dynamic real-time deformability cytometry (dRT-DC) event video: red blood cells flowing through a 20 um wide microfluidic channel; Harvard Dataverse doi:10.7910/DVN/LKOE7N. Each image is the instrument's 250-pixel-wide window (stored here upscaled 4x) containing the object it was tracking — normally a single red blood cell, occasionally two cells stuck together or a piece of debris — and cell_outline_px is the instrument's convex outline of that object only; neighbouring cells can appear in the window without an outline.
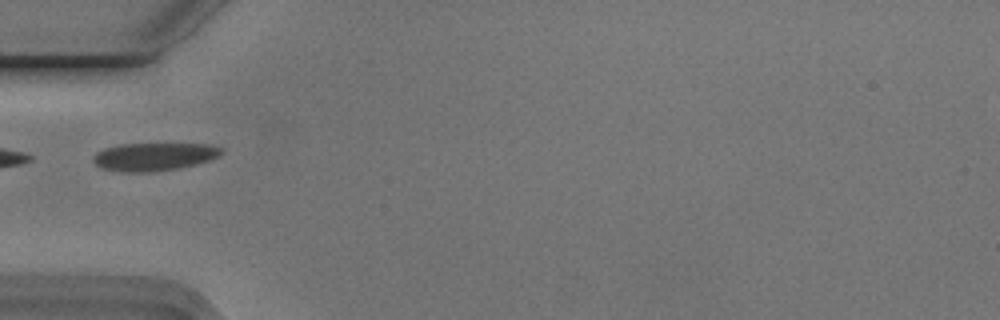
{"species": "Egyptian fruit bat (a non-hibernating species)", "species_latin": "Rousettus aegyptiacus", "temperature_condition": "cold", "stored_images_in_passage": 12, "camera_frame_rate_fps": 3000, "um_per_image_px": 0.085, "animal": {"sex": "male"}, "frame": {"image": 1, "passage_image": 1, "time_ms": 0.0, "image_size_px": [1000, 320], "cell_outline_px": [[224, 148], [220, 156], [196, 164], [176, 168], [152, 172], [120, 172], [100, 168], [92, 160], [92, 156], [96, 152], [104, 148], [120, 144], [208, 144]], "centroid_in_image_um": [13.05, 13.32], "position_along_channel_um": 71.9, "area_um2": 20.98}}
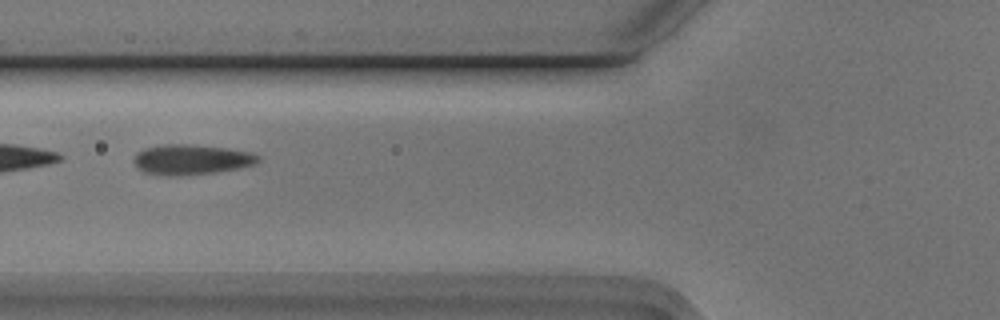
{"frame": {"image": 2, "passage_image": 4, "time_ms": 1.0, "image_size_px": [1000, 320], "cell_outline_px": [[260, 160], [256, 164], [240, 168], [212, 172], [176, 176], [172, 176], [144, 172], [136, 168], [132, 160], [136, 152], [144, 148], [160, 144], [188, 144], [224, 148], [252, 152], [260, 156]], "centroid_in_image_um": [16.23, 13.55], "position_along_channel_um": 109.6, "area_um2": 21.96}}
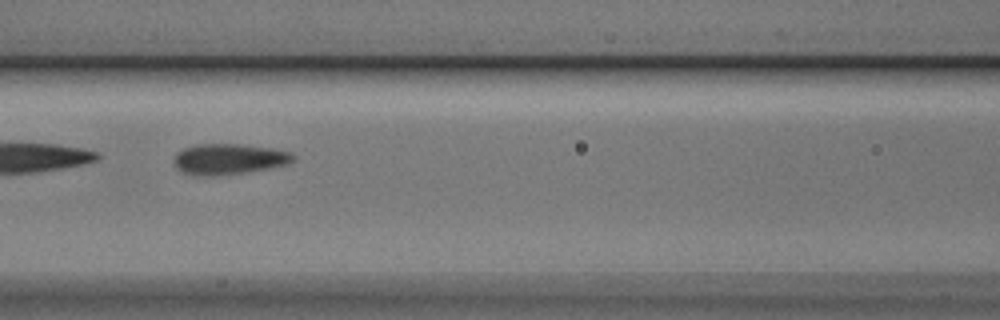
{"frame": {"image": 3, "passage_image": 7, "time_ms": 2.0, "image_size_px": [1000, 320], "cell_outline_px": [[296, 160], [288, 164], [268, 168], [244, 172], [216, 176], [192, 176], [180, 172], [176, 168], [172, 160], [176, 152], [184, 148], [196, 144], [240, 144], [272, 148], [292, 152], [296, 156]], "centroid_in_image_um": [19.42, 13.53], "position_along_channel_um": 147.2, "area_um2": 21.79}}